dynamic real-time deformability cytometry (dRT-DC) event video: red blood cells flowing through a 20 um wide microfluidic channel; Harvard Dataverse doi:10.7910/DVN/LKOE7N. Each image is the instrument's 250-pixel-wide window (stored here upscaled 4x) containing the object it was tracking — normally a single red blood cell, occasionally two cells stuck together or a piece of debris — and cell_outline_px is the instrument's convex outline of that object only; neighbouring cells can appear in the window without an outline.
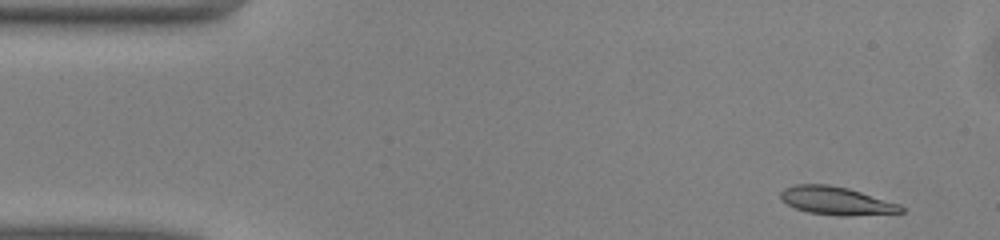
{"species": "common noctule bat (a hibernating species)", "species_latin": "Nyctalus noctula", "temperature_condition": "warm", "stored_images_in_passage": 47, "camera_frame_rate_fps": 3000, "um_per_image_px": 0.085, "animal": {"sex": "male", "body_mass_g": 13.0, "forearm_length_mm": 53.1}, "frame": {"image": 1, "passage_image": 1, "time_ms": 0.0, "image_size_px": [1000, 240], "cell_outline_px": [[904, 212], [848, 216], [840, 216], [808, 212], [796, 208], [780, 200], [780, 192], [784, 188], [796, 184], [828, 184], [848, 188], [900, 204], [904, 208]], "centroid_in_image_um": [71.07, 17.06], "position_along_channel_um": 13.9, "area_um2": 19.71}}
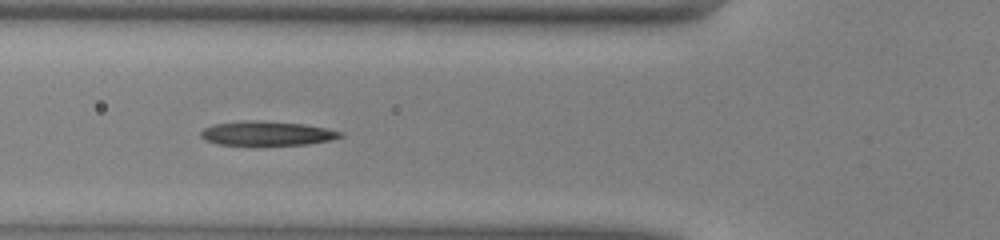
{"frame": {"image": 2, "passage_image": 15, "time_ms": 4.667, "image_size_px": [1000, 240], "cell_outline_px": [[344, 136], [332, 140], [308, 144], [220, 144], [204, 140], [200, 136], [200, 132], [204, 128], [212, 124], [244, 120], [260, 120], [304, 124], [344, 132]], "centroid_in_image_um": [22.69, 11.32], "position_along_channel_um": 103.1, "area_um2": 19.65}}
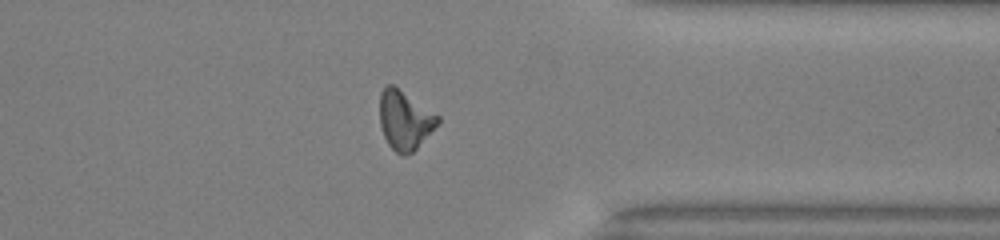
{"frame": {"image": 3, "passage_image": 36, "time_ms": 11.667, "image_size_px": [1000, 240], "cell_outline_px": [[440, 120], [416, 148], [408, 156], [400, 156], [388, 144], [384, 136], [380, 124], [380, 92], [388, 84], [392, 84], [440, 116]], "centroid_in_image_um": [34.38, 10.22], "position_along_channel_um": 377.0, "area_um2": 19.65}, "authors_computed_cell_mechanics": {"area_um2": 19.7676, "velocity_mm_per_s": 4.0609, "shape_relaxation_time_tau1_ms": 6.1955, "shape_relaxation_time_tau2_ms": null, "deformation_change_tau1": 0.199, "deformation_change_tau2": null}}